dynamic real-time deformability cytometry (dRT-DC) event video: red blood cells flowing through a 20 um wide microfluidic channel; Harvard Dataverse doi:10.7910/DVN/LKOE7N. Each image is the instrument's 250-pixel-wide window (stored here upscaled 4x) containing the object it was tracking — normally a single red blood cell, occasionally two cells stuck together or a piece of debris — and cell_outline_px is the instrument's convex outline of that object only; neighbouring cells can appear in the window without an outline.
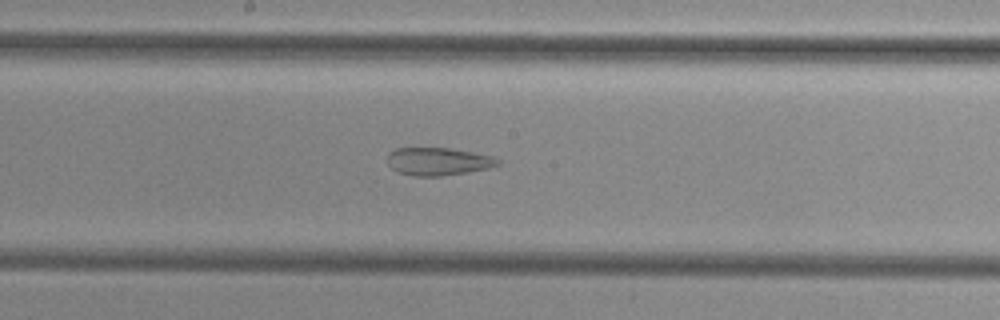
{"species": "common noctule bat (a hibernating species)", "species_latin": "Nyctalus noctula", "temperature_condition": "cold", "stored_images_in_passage": 43, "camera_frame_rate_fps": 3000, "um_per_image_px": 0.085, "animal": {"sex": "female", "body_mass_g": 29.2, "forearm_length_mm": 56.3}, "frame": {"image": 1, "passage_image": 19, "time_ms": 6.0, "image_size_px": [1000, 320], "cell_outline_px": [[500, 164], [488, 168], [468, 172], [440, 176], [412, 176], [396, 172], [388, 164], [388, 152], [396, 148], [448, 148], [472, 152], [492, 156], [500, 160]], "centroid_in_image_um": [37.21, 13.73], "position_along_channel_um": 211.0, "area_um2": 17.92}}
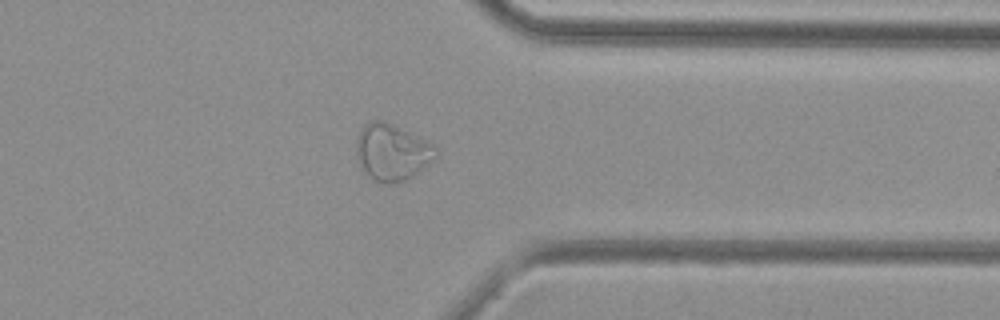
{"frame": {"image": 2, "passage_image": 32, "time_ms": 10.333, "image_size_px": [1000, 320], "cell_outline_px": [[440, 152], [428, 164], [412, 176], [404, 180], [392, 184], [384, 184], [376, 180], [360, 164], [356, 156], [356, 140], [360, 128], [372, 120], [384, 120], [432, 144]], "centroid_in_image_um": [33.31, 12.92], "position_along_channel_um": 378.1, "area_um2": 25.72}}
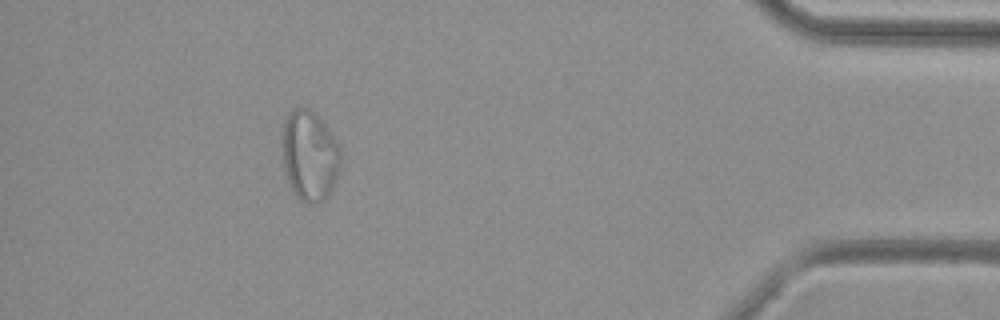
{"frame": {"image": 3, "passage_image": 38, "time_ms": 12.333, "image_size_px": [1000, 320], "cell_outline_px": [[340, 172], [328, 196], [324, 200], [316, 204], [308, 204], [300, 200], [292, 192], [288, 180], [284, 164], [284, 120], [288, 112], [292, 108], [308, 108], [324, 124], [336, 140], [340, 148]], "centroid_in_image_um": [26.34, 13.28], "position_along_channel_um": 408.9, "area_um2": 30.46}}